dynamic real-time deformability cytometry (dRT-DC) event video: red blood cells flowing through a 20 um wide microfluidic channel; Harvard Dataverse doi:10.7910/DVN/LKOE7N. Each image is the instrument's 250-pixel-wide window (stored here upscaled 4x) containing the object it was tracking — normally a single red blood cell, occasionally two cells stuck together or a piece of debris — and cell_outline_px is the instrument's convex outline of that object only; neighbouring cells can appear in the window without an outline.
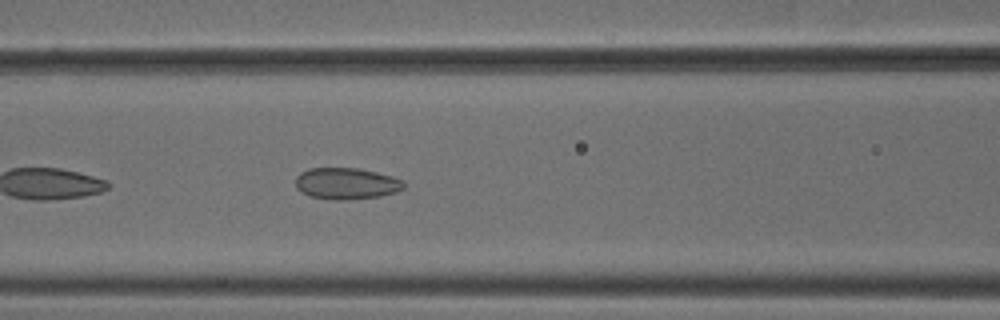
{"species": "common noctule bat (a hibernating species)", "species_latin": "Nyctalus noctula", "temperature_condition": "cold", "stored_images_in_passage": 38, "camera_frame_rate_fps": 3000, "um_per_image_px": 0.085, "animal": {"sex": "male", "body_mass_g": 18.8}, "frame": {"image": 1, "passage_image": 8, "time_ms": 2.333, "image_size_px": [1000, 320], "cell_outline_px": [[404, 188], [396, 192], [380, 196], [348, 200], [336, 200], [312, 196], [300, 192], [296, 188], [296, 176], [300, 172], [308, 168], [356, 168], [376, 172], [392, 176], [404, 180]], "centroid_in_image_um": [29.44, 15.6], "position_along_channel_um": 137.2, "area_um2": 19.94}}
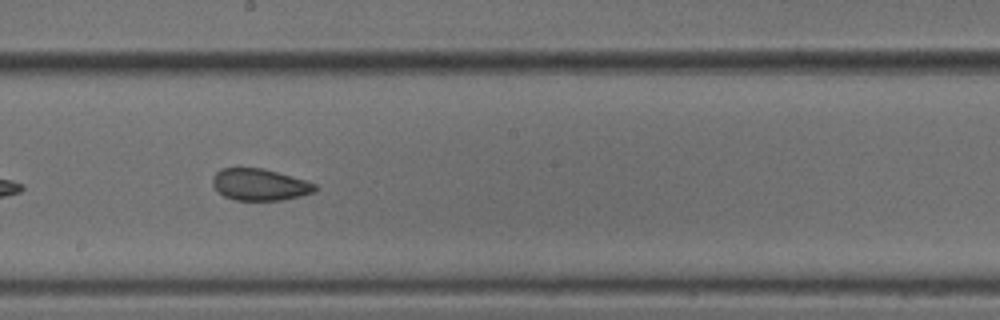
{"frame": {"image": 2, "passage_image": 15, "time_ms": 4.667, "image_size_px": [1000, 320], "cell_outline_px": [[316, 192], [284, 200], [236, 200], [224, 196], [212, 184], [212, 180], [216, 172], [220, 168], [264, 168], [304, 180], [316, 184]], "centroid_in_image_um": [22.08, 15.69], "position_along_channel_um": 226.1, "area_um2": 18.84}}
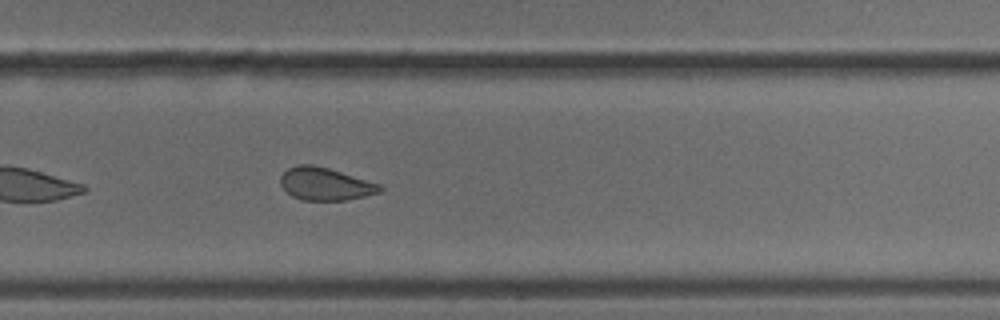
{"frame": {"image": 3, "passage_image": 21, "time_ms": 6.667, "image_size_px": [1000, 320], "cell_outline_px": [[384, 188], [380, 192], [348, 200], [300, 200], [292, 196], [280, 184], [280, 176], [288, 168], [300, 164], [312, 164], [328, 168], [380, 184]], "centroid_in_image_um": [27.64, 15.64], "position_along_channel_um": 302.2, "area_um2": 18.84}, "authors_computed_cell_mechanics": {"area_um2": 19.9121, "velocity_mm_per_s": 3.814, "shape_relaxation_time_tau1_ms": null, "shape_relaxation_time_tau2_ms": 1.6289, "deformation_change_tau1": null, "deformation_change_tau2": 0.0676}}